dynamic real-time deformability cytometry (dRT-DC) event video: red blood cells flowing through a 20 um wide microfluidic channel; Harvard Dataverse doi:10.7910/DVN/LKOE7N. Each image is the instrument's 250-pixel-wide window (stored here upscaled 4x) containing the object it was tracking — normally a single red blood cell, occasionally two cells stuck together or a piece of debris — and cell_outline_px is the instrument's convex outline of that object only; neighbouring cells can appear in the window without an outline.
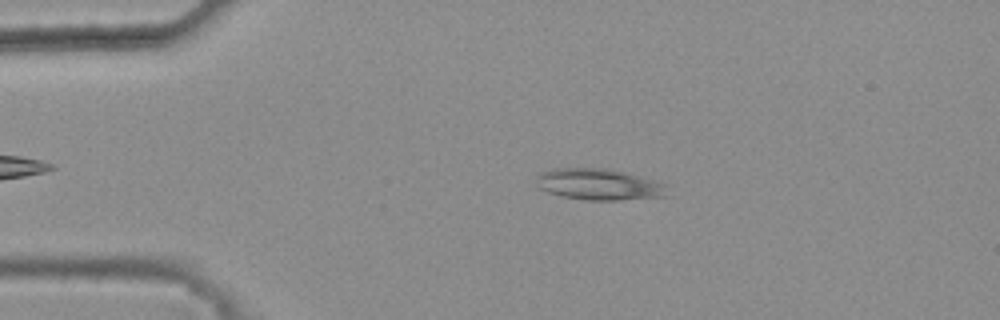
{"species": "common noctule bat (a hibernating species)", "species_latin": "Nyctalus noctula", "temperature_condition": "warm", "stored_images_in_passage": 45, "camera_frame_rate_fps": 3000, "um_per_image_px": 0.085, "animal": {"sex": "female", "body_mass_g": 25.1}, "frame": {"image": 1, "passage_image": 10, "time_ms": 3.0, "image_size_px": [1000, 320], "cell_outline_px": [[664, 196], [620, 200], [584, 200], [564, 196], [548, 192], [540, 188], [536, 184], [536, 176], [540, 172], [552, 168], [608, 168], [624, 172], [652, 180], [664, 184]], "centroid_in_image_um": [50.81, 15.66], "position_along_channel_um": 34.2, "area_um2": 23.58}}
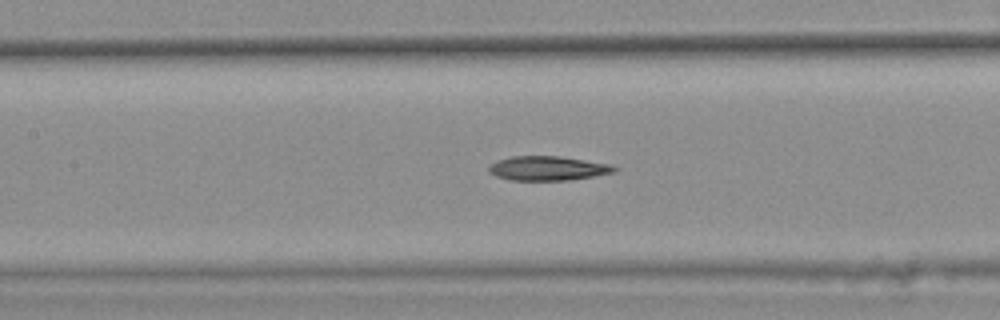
{"frame": {"image": 2, "passage_image": 23, "time_ms": 7.333, "image_size_px": [1000, 320], "cell_outline_px": [[620, 168], [616, 172], [568, 180], [508, 180], [496, 176], [488, 172], [488, 168], [492, 164], [500, 160], [512, 156], [560, 156], [612, 164]], "centroid_in_image_um": [46.61, 14.3], "position_along_channel_um": 160.8, "area_um2": 17.8}}
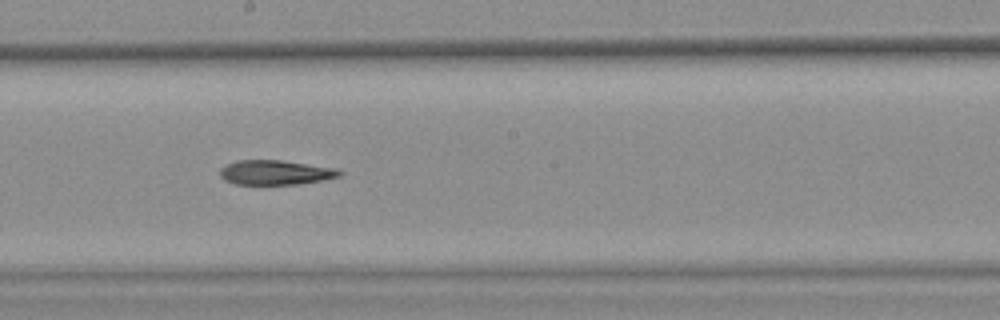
{"frame": {"image": 3, "passage_image": 28, "time_ms": 9.0, "image_size_px": [1000, 320], "cell_outline_px": [[344, 172], [340, 176], [320, 180], [296, 184], [236, 184], [224, 180], [220, 176], [220, 168], [236, 160], [280, 160], [336, 168]], "centroid_in_image_um": [23.39, 14.65], "position_along_channel_um": 224.8, "area_um2": 16.99}}